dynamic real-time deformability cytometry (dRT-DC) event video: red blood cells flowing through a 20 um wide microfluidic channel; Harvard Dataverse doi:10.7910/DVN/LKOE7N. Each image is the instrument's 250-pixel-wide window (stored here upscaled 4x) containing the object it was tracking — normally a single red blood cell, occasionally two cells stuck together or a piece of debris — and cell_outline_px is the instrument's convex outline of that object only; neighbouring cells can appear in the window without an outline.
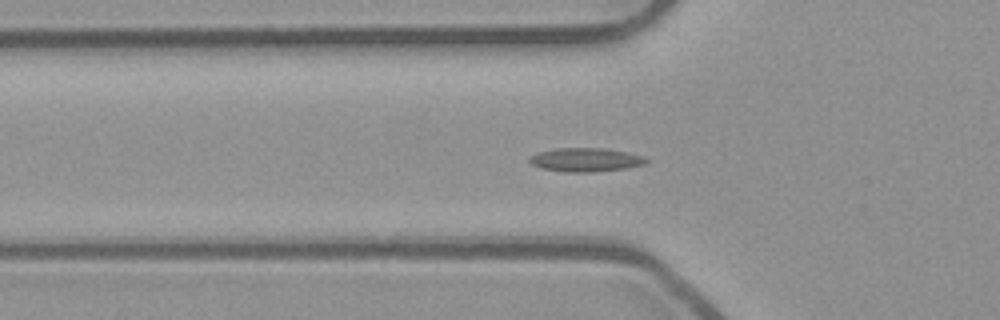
{"species": "common noctule bat (a hibernating species)", "species_latin": "Nyctalus noctula", "temperature_condition": "room temperature", "stored_images_in_passage": 48, "camera_frame_rate_fps": 3000, "um_per_image_px": 0.085, "animal": {"sex": "male", "body_mass_g": 23.1, "forearm_length_mm": 52.7}, "frame": {"image": 1, "passage_image": 12, "time_ms": 3.667, "image_size_px": [1000, 320], "cell_outline_px": [[648, 160], [644, 164], [628, 168], [592, 172], [564, 172], [540, 168], [532, 164], [528, 160], [532, 156], [540, 152], [560, 148], [604, 148], [628, 152], [644, 156]], "centroid_in_image_um": [49.81, 13.59], "position_along_channel_um": 76.0, "area_um2": 16.07}}
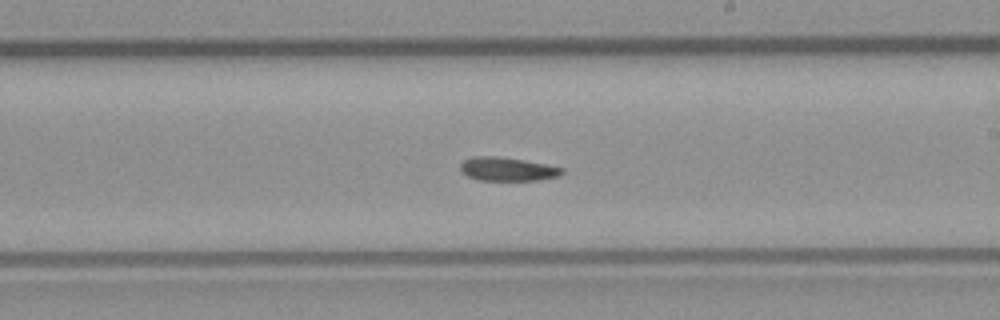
{"frame": {"image": 2, "passage_image": 25, "time_ms": 8.0, "image_size_px": [1000, 320], "cell_outline_px": [[564, 172], [560, 176], [536, 180], [480, 180], [468, 176], [460, 172], [460, 164], [464, 160], [476, 156], [496, 156], [524, 160], [564, 168]], "centroid_in_image_um": [43.12, 14.37], "position_along_channel_um": 245.9, "area_um2": 13.93}}
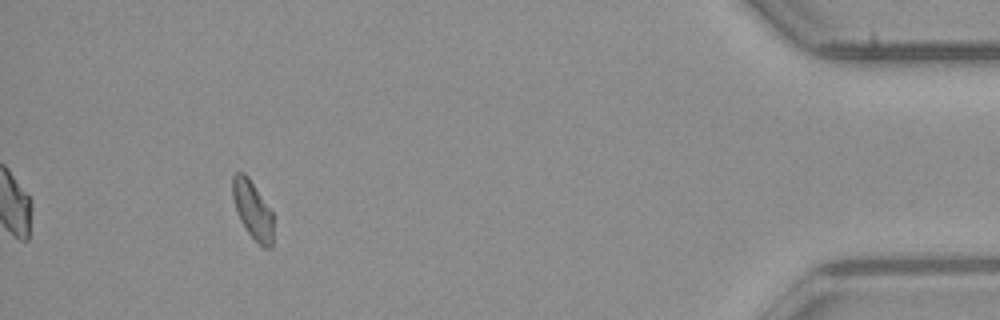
{"frame": {"image": 3, "passage_image": 43, "time_ms": 14.0, "image_size_px": [1000, 320], "cell_outline_px": [[272, 248], [264, 248], [248, 232], [240, 220], [232, 196], [232, 176], [236, 172], [244, 172], [248, 176], [272, 212]], "centroid_in_image_um": [21.46, 17.81], "position_along_channel_um": 413.7, "area_um2": 13.53}}